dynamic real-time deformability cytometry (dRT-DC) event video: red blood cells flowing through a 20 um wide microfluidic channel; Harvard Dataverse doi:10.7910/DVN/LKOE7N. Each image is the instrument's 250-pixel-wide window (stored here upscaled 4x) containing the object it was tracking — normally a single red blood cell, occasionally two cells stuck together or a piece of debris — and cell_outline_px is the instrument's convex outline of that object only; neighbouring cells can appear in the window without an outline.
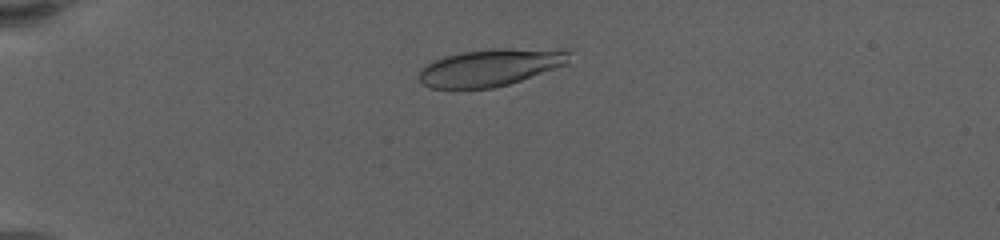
{"species": "human", "species_latin": "Homo sapiens", "temperature_condition": "warm", "stored_images_in_passage": 53, "camera_frame_rate_fps": 3000, "um_per_image_px": 0.085, "donor": {"sex": "female"}, "frame": {"image": 1, "passage_image": 12, "time_ms": 3.667, "image_size_px": [1000, 240], "cell_outline_px": [[572, 48], [568, 64], [508, 84], [492, 88], [432, 88], [424, 84], [416, 76], [432, 60], [444, 56], [460, 52], [492, 48]], "centroid_in_image_um": [41.77, 5.69], "position_along_channel_um": 43.2, "area_um2": 32.95}}
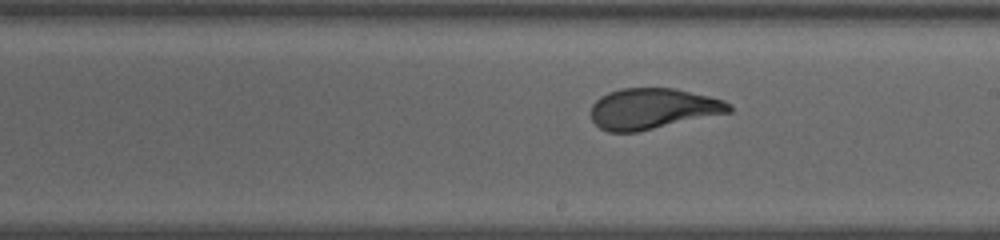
{"frame": {"image": 2, "passage_image": 33, "time_ms": 10.667, "image_size_px": [1000, 240], "cell_outline_px": [[732, 112], [636, 132], [608, 132], [600, 128], [592, 120], [592, 104], [600, 96], [608, 92], [620, 88], [672, 88], [708, 96], [724, 100], [732, 104]], "centroid_in_image_um": [55.48, 9.24], "position_along_channel_um": 233.5, "area_um2": 32.77}}
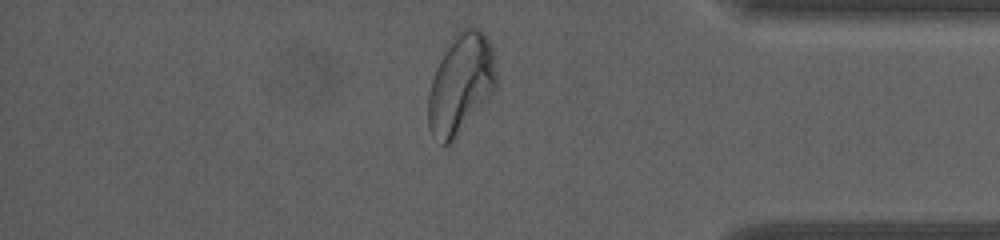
{"frame": {"image": 3, "passage_image": 49, "time_ms": 16.0, "image_size_px": [1000, 240], "cell_outline_px": [[496, 88], [448, 148], [440, 144], [428, 128], [428, 92], [436, 68], [440, 60], [448, 48], [460, 32], [468, 28], [476, 28], [488, 40], [492, 48], [496, 76]], "centroid_in_image_um": [39.14, 7.25], "position_along_channel_um": 396.1, "area_um2": 38.73}, "authors_computed_cell_mechanics": {"area_um2": 33.5818, "velocity_mm_per_s": 3.3831, "shape_relaxation_time_tau1_ms": 3.8255, "shape_relaxation_time_tau2_ms": null, "deformation_change_tau1": 0.1852, "deformation_change_tau2": null}}